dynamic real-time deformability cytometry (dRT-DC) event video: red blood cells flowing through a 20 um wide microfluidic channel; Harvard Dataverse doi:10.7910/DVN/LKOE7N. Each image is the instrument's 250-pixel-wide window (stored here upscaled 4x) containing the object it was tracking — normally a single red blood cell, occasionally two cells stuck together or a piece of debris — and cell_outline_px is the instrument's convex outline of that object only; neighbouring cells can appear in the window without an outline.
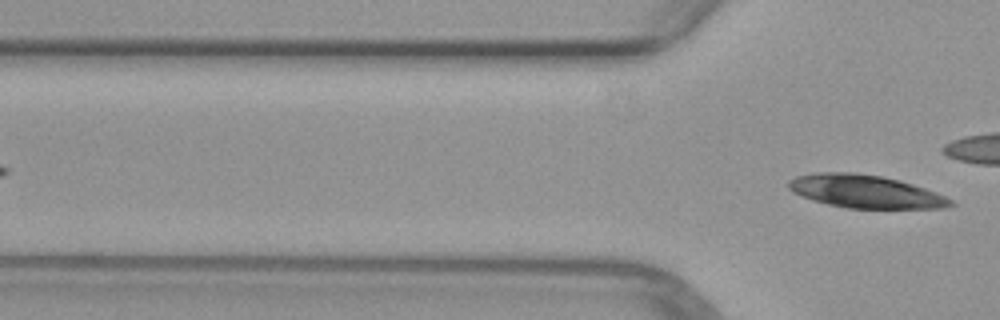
{"species": "common noctule bat (a hibernating species)", "species_latin": "Nyctalus noctula", "temperature_condition": "warm", "stored_images_in_passage": 5, "segment_of_instrument_passage": [2, 2], "camera_frame_rate_fps": 3000, "um_per_image_px": 0.085, "animal": {"sex": "female", "body_mass_g": 29.2, "forearm_length_mm": 56.3}, "frame": {"image": 1, "passage_image": 5, "time_ms": 4.667, "image_size_px": [1000, 320], "cell_outline_px": [[956, 204], [944, 208], [844, 208], [812, 200], [800, 196], [792, 192], [788, 188], [788, 180], [796, 176], [816, 172], [856, 172], [884, 176], [900, 180], [936, 192], [952, 200]], "centroid_in_image_um": [73.52, 16.27], "position_along_channel_um": 52.3, "area_um2": 31.39}}